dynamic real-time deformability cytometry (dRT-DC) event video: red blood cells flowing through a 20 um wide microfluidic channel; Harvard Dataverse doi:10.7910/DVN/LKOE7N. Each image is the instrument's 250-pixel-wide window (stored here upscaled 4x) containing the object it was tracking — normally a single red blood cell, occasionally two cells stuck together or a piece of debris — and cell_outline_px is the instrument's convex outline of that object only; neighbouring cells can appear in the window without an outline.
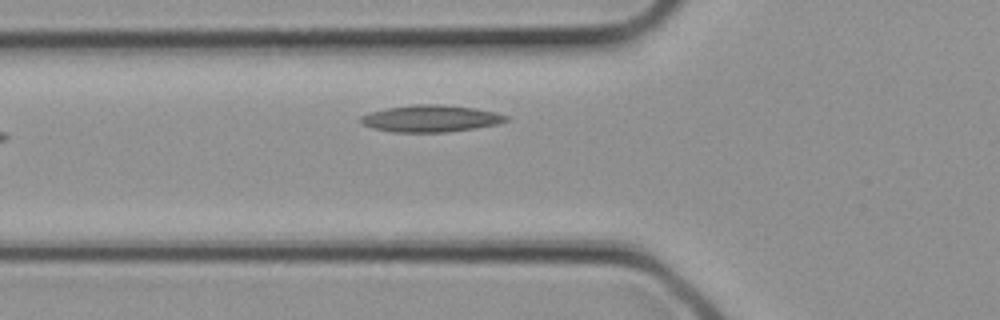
{"species": "common noctule bat (a hibernating species)", "species_latin": "Nyctalus noctula", "temperature_condition": "cold", "stored_images_in_passage": 4, "segment_of_instrument_passage": [1, 2], "camera_frame_rate_fps": 3000, "um_per_image_px": 0.085, "animal": {"sex": "female", "body_mass_g": 21.9}, "frame": {"image": 1, "passage_image": 3, "time_ms": 0.667, "image_size_px": [1000, 320], "cell_outline_px": [[508, 120], [496, 124], [476, 128], [448, 132], [392, 132], [372, 128], [364, 124], [360, 120], [360, 116], [368, 112], [384, 108], [412, 104], [444, 104], [476, 108], [496, 112], [508, 116]], "centroid_in_image_um": [36.59, 10.06], "position_along_channel_um": 89.2, "area_um2": 23.0}}